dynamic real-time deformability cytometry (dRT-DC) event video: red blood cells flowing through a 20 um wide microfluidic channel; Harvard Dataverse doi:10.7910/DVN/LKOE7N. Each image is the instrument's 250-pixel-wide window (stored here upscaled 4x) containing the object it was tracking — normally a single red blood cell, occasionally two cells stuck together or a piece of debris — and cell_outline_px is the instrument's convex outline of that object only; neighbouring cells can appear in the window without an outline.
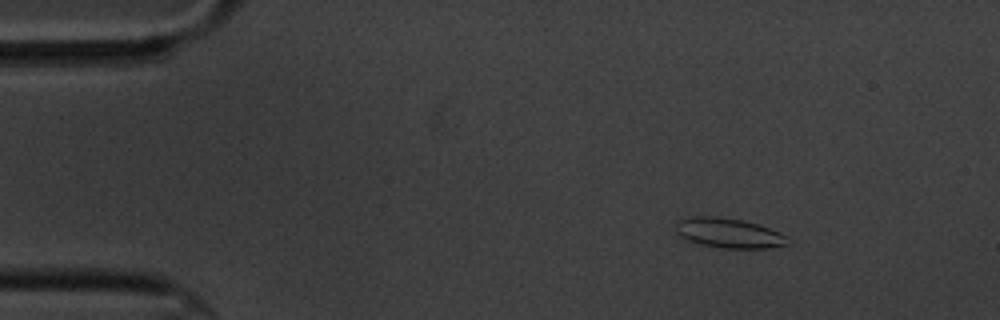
{"species": "common noctule bat (a hibernating species)", "species_latin": "Nyctalus noctula", "temperature_condition": "cold", "stored_images_in_passage": 6, "camera_frame_rate_fps": 3000, "um_per_image_px": 0.085, "animal": {"sex": "male", "body_mass_g": 20.1, "forearm_length_mm": 53.5}, "frame": {"image": 1, "passage_image": 2, "time_ms": 1.333, "image_size_px": [1000, 320], "cell_outline_px": [[792, 244], [768, 248], [720, 248], [700, 244], [688, 240], [680, 236], [676, 232], [676, 224], [680, 220], [692, 216], [716, 216], [744, 220], [780, 232], [788, 236], [792, 240]], "centroid_in_image_um": [62.01, 19.82], "position_along_channel_um": 23.0, "area_um2": 19.65}}
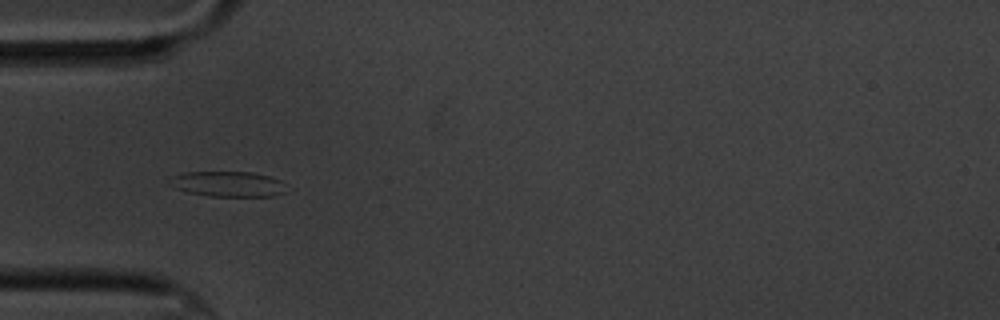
{"frame": {"image": 2, "passage_image": 5, "time_ms": 4.667, "image_size_px": [1000, 320], "cell_outline_px": [[284, 192], [276, 196], [208, 196], [188, 192], [176, 188], [168, 184], [172, 176], [184, 172], [252, 172], [268, 176], [280, 180]], "centroid_in_image_um": [19.32, 15.64], "position_along_channel_um": 65.7, "area_um2": 17.05}}
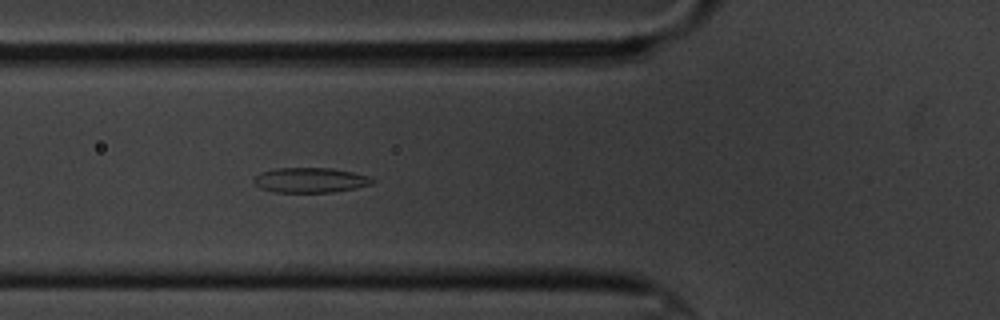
{"frame": {"image": 3, "passage_image": 6, "time_ms": 5.667, "image_size_px": [1000, 320], "cell_outline_px": [[376, 180], [372, 184], [356, 188], [332, 192], [276, 192], [260, 188], [252, 180], [260, 172], [272, 168], [332, 168], [352, 172], [368, 176]], "centroid_in_image_um": [26.37, 15.3], "position_along_channel_um": 99.4, "area_um2": 17.28}}